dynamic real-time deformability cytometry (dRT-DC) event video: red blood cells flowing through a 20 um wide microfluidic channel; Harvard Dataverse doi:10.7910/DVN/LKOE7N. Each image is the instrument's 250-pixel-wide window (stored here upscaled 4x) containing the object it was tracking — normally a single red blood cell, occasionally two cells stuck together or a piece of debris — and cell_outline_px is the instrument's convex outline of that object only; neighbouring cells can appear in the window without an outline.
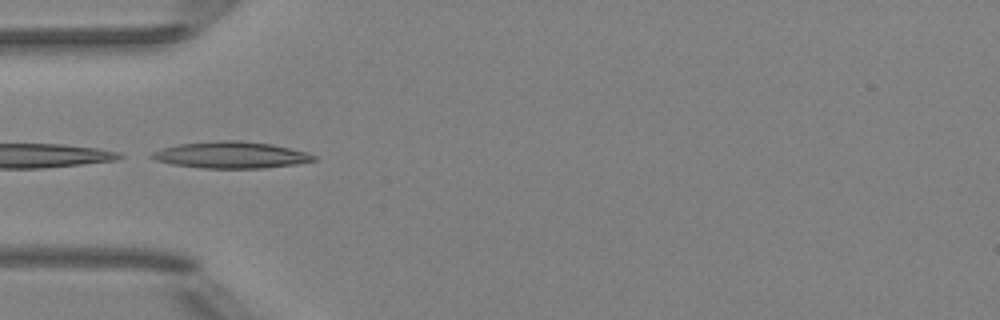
{"species": "Egyptian fruit bat (a non-hibernating species)", "species_latin": "Rousettus aegyptiacus", "temperature_condition": "room temperature", "stored_images_in_passage": 6, "camera_frame_rate_fps": 3000, "um_per_image_px": 0.085, "animal": {"sex": "female"}, "frame": {"image": 1, "passage_image": 1, "time_ms": 0.0, "image_size_px": [1000, 320], "cell_outline_px": [[316, 160], [296, 164], [264, 168], [200, 168], [172, 164], [156, 160], [148, 156], [152, 152], [176, 144], [220, 140], [240, 140], [272, 144], [308, 152], [316, 156]], "centroid_in_image_um": [19.64, 13.17], "position_along_channel_um": 65.4, "area_um2": 25.2}}